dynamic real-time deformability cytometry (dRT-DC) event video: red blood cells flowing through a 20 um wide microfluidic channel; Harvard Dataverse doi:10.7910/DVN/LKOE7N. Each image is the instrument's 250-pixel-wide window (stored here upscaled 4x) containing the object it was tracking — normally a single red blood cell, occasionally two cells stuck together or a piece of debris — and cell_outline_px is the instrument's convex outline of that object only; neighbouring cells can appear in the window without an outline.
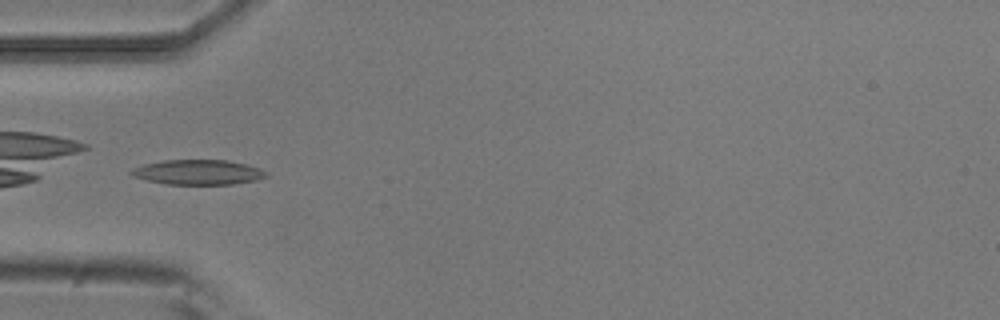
{"species": "common noctule bat (a hibernating species)", "species_latin": "Nyctalus noctula", "temperature_condition": "room temperature", "stored_images_in_passage": 6, "camera_frame_rate_fps": 3000, "um_per_image_px": 0.085, "animal": {"sex": "male", "body_mass_g": 20.5, "forearm_length_mm": 52.5}, "frame": {"image": 1, "passage_image": 3, "time_ms": 0.667, "image_size_px": [1000, 320], "cell_outline_px": [[268, 176], [256, 180], [232, 184], [168, 184], [148, 180], [132, 176], [128, 172], [132, 168], [144, 164], [164, 160], [228, 160], [260, 168], [268, 172]], "centroid_in_image_um": [16.84, 14.63], "position_along_channel_um": 68.2, "area_um2": 19.54}}
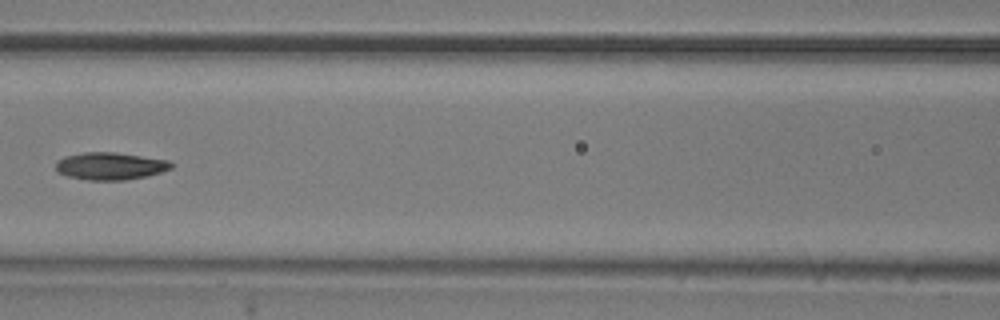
{"frame": {"image": 2, "passage_image": 5, "time_ms": 1.333, "image_size_px": [1000, 320], "cell_outline_px": [[172, 168], [160, 172], [144, 176], [124, 180], [88, 180], [68, 176], [60, 172], [56, 168], [56, 160], [64, 156], [84, 152], [116, 152], [168, 160], [172, 164]], "centroid_in_image_um": [9.35, 14.1], "position_along_channel_um": 157.3, "area_um2": 18.26}}
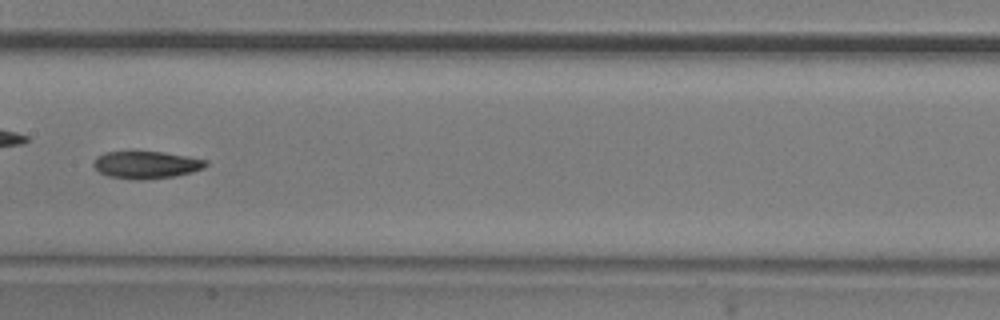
{"frame": {"image": 3, "passage_image": 6, "time_ms": 1.667, "image_size_px": [1000, 320], "cell_outline_px": [[208, 164], [204, 168], [192, 172], [176, 176], [144, 180], [136, 180], [108, 176], [100, 172], [92, 164], [96, 156], [104, 152], [164, 152], [208, 160]], "centroid_in_image_um": [12.44, 14.01], "position_along_channel_um": 195.0, "area_um2": 17.98}}